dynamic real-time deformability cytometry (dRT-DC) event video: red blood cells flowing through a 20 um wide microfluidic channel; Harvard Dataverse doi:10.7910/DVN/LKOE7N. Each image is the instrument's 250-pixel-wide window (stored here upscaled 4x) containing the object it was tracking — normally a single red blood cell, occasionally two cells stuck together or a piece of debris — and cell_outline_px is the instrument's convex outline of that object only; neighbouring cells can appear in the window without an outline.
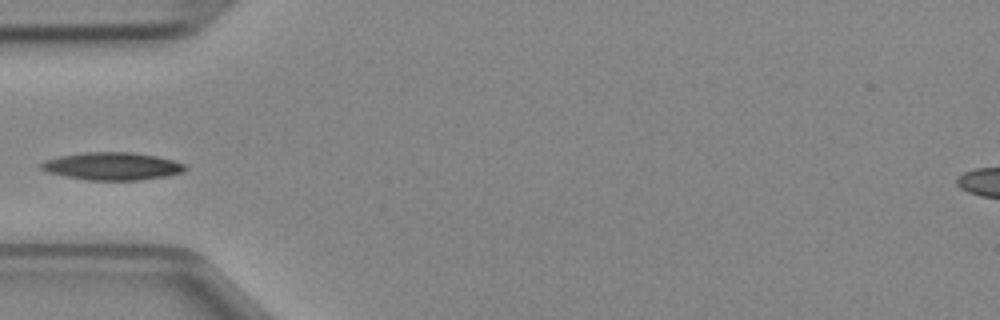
{"species": "Egyptian fruit bat (a non-hibernating species)", "species_latin": "Rousettus aegyptiacus", "temperature_condition": "cold", "stored_images_in_passage": 33, "camera_frame_rate_fps": 3000, "um_per_image_px": 0.085, "animal": {"sex": "female"}, "frame": {"image": 1, "passage_image": 1, "time_ms": 0.0, "image_size_px": [1000, 320], "cell_outline_px": [[188, 168], [184, 172], [168, 176], [140, 180], [88, 180], [64, 176], [48, 172], [40, 168], [40, 164], [44, 160], [60, 156], [84, 152], [132, 152], [156, 156], [172, 160], [184, 164]], "centroid_in_image_um": [9.55, 14.13], "position_along_channel_um": 75.4, "area_um2": 23.29}}
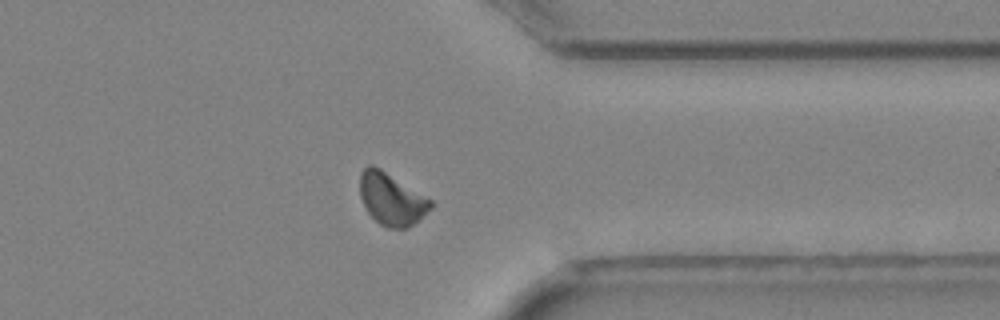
{"frame": {"image": 2, "passage_image": 23, "time_ms": 7.333, "image_size_px": [1000, 320], "cell_outline_px": [[432, 208], [408, 228], [388, 228], [380, 224], [364, 208], [360, 196], [360, 172], [368, 164], [372, 164], [380, 168], [432, 200]], "centroid_in_image_um": [33.25, 16.91], "position_along_channel_um": 378.1, "area_um2": 21.44}}
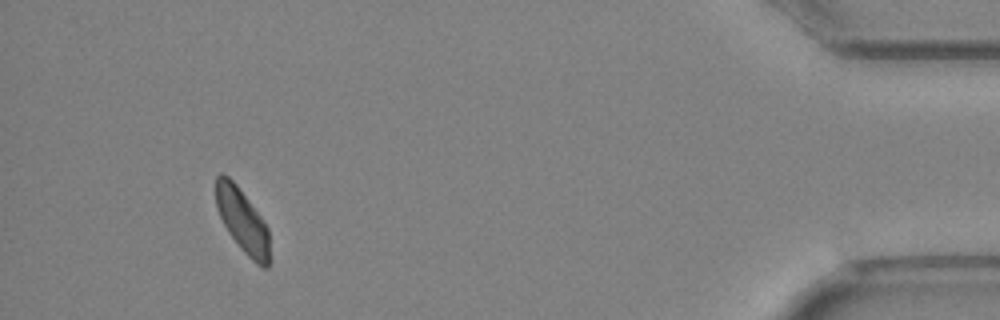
{"frame": {"image": 3, "passage_image": 30, "time_ms": 9.667, "image_size_px": [1000, 320], "cell_outline_px": [[268, 268], [264, 268], [256, 264], [240, 248], [228, 232], [216, 208], [216, 176], [220, 172], [228, 176], [236, 184], [264, 220], [268, 228]], "centroid_in_image_um": [20.59, 18.74], "position_along_channel_um": 414.6, "area_um2": 19.77}}